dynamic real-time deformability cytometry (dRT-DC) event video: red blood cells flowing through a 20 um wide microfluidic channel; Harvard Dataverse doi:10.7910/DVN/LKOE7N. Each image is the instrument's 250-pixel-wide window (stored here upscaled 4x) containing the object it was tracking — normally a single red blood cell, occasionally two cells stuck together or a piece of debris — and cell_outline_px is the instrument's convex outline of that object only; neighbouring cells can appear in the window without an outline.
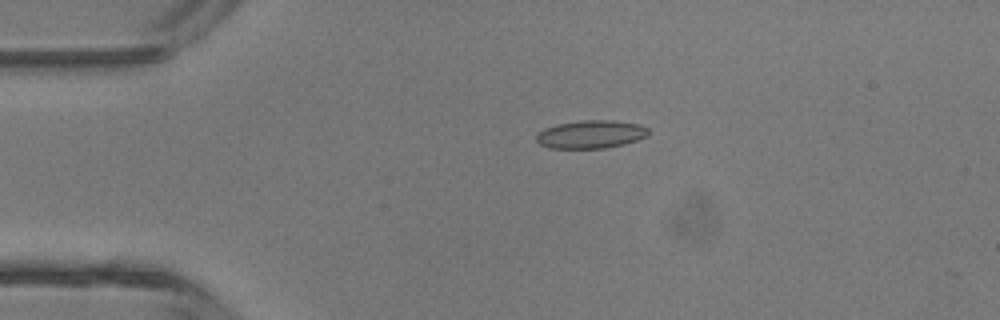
{"species": "common noctule bat (a hibernating species)", "species_latin": "Nyctalus noctula", "temperature_condition": "room temperature", "stored_images_in_passage": 4, "camera_frame_rate_fps": 3000, "um_per_image_px": 0.085, "animal": {"sex": "male", "body_mass_g": 13.3}, "frame": {"image": 1, "passage_image": 3, "time_ms": 2.0, "image_size_px": [1000, 320], "cell_outline_px": [[648, 132], [644, 136], [636, 140], [624, 144], [604, 148], [548, 148], [540, 144], [536, 140], [536, 136], [544, 128], [556, 124], [580, 120], [612, 120], [640, 124], [648, 128]], "centroid_in_image_um": [50.19, 11.41], "position_along_channel_um": 34.8, "area_um2": 18.26}}